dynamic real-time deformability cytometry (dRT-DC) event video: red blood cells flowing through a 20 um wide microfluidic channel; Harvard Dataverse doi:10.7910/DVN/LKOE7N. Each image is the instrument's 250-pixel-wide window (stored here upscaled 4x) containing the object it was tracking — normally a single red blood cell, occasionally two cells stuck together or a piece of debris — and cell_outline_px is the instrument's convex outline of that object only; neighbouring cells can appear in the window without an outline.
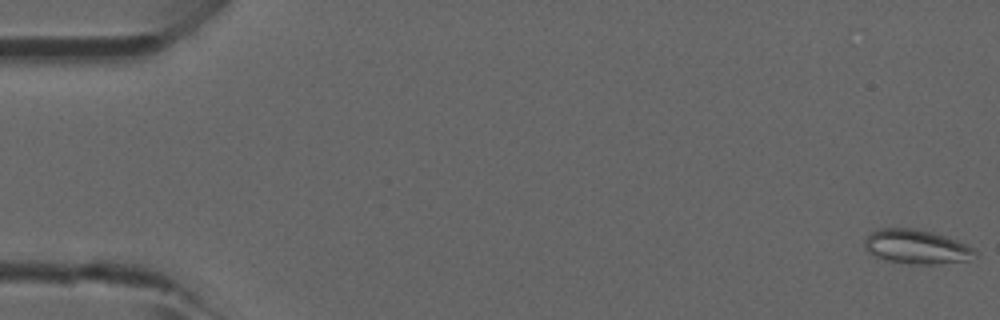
{"species": "common noctule bat (a hibernating species)", "species_latin": "Nyctalus noctula", "temperature_condition": "room temperature", "stored_images_in_passage": 4, "camera_frame_rate_fps": 3000, "um_per_image_px": 0.085, "animal": {"sex": "male", "forearm_length_mm": 52.5}, "frame": {"image": 1, "passage_image": 1, "time_ms": 0.0, "image_size_px": [1000, 320], "cell_outline_px": [[976, 256], [968, 260], [940, 264], [908, 264], [888, 260], [876, 256], [868, 252], [864, 248], [864, 240], [872, 232], [880, 228], [912, 228], [932, 232], [956, 240], [976, 248]], "centroid_in_image_um": [77.92, 20.98], "position_along_channel_um": 7.1, "area_um2": 22.02}}